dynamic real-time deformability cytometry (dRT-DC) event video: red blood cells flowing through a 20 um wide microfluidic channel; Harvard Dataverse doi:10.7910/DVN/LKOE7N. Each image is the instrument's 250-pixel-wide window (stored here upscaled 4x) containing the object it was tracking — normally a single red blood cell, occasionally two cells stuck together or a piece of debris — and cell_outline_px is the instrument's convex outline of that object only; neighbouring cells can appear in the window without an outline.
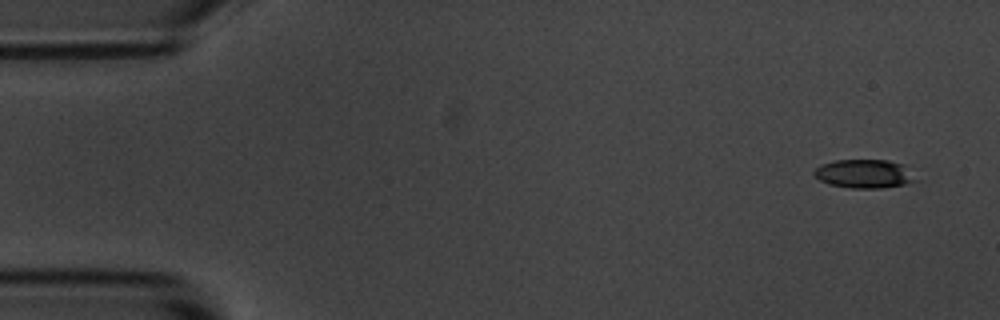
{"species": "common noctule bat (a hibernating species)", "species_latin": "Nyctalus noctula", "temperature_condition": "room temperature", "stored_images_in_passage": 5, "camera_frame_rate_fps": 3000, "um_per_image_px": 0.085, "animal": {"sex": "male", "body_mass_g": 20.1, "forearm_length_mm": 53.5}, "frame": {"image": 1, "passage_image": 1, "time_ms": 0.0, "image_size_px": [1000, 320], "cell_outline_px": [[916, 180], [904, 184], [880, 188], [852, 188], [828, 184], [820, 180], [812, 172], [820, 164], [832, 160], [888, 160], [904, 164]], "centroid_in_image_um": [73.41, 14.76], "position_along_channel_um": 11.6, "area_um2": 16.88}}
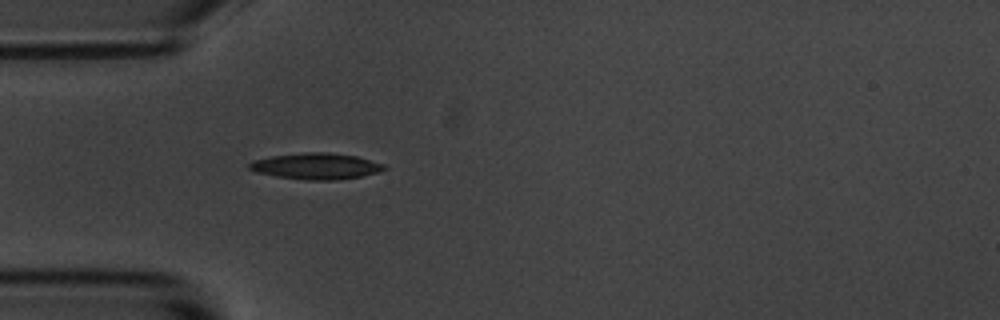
{"frame": {"image": 2, "passage_image": 5, "time_ms": 4.333, "image_size_px": [1000, 320], "cell_outline_px": [[388, 168], [364, 176], [336, 180], [304, 180], [276, 176], [256, 172], [248, 168], [248, 164], [252, 160], [272, 156], [304, 152], [328, 152], [356, 156], [384, 164]], "centroid_in_image_um": [26.86, 14.12], "position_along_channel_um": 58.1, "area_um2": 20.63}}